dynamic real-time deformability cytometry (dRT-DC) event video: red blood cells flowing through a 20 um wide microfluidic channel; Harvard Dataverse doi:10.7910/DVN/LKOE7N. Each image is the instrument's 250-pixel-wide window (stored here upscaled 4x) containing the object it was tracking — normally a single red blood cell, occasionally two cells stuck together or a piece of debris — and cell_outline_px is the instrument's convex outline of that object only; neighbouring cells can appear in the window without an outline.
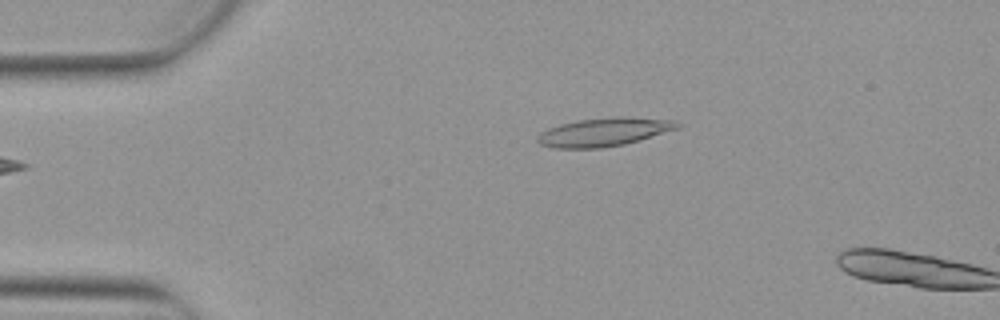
{"species": "Egyptian fruit bat (a non-hibernating species)", "species_latin": "Rousettus aegyptiacus", "temperature_condition": "warm", "stored_images_in_passage": 2, "camera_frame_rate_fps": 3000, "um_per_image_px": 0.085, "animal": {"sex": "female"}, "frame": {"image": 1, "passage_image": 1, "time_ms": 0.0, "image_size_px": [1000, 320], "cell_outline_px": [[684, 124], [680, 128], [640, 140], [624, 144], [600, 148], [552, 148], [540, 144], [536, 140], [536, 136], [540, 132], [548, 128], [560, 124], [580, 120], [616, 116], [620, 116], [676, 120]], "centroid_in_image_um": [51.37, 11.22], "position_along_channel_um": 33.6, "area_um2": 23.41}}